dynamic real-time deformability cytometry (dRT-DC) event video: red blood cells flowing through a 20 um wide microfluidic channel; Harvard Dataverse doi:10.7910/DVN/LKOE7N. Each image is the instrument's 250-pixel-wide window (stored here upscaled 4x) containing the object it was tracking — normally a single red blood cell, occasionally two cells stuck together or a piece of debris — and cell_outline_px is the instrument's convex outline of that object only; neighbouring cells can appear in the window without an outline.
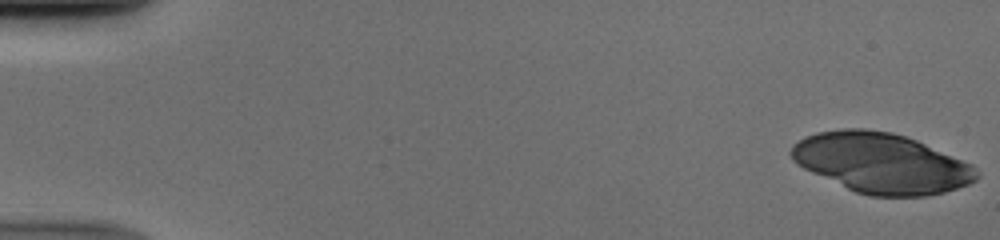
{"species": "human", "species_latin": "Homo sapiens", "temperature_condition": "cold", "stored_images_in_passage": 51, "camera_frame_rate_fps": 3000, "um_per_image_px": 0.085, "donor": {"sex": "male"}, "frame": {"image": 1, "passage_image": 1, "time_ms": 0.0, "image_size_px": [1000, 240], "cell_outline_px": [[980, 176], [976, 180], [968, 184], [944, 192], [924, 196], [868, 196], [856, 192], [812, 172], [796, 164], [792, 160], [788, 152], [792, 144], [804, 136], [816, 132], [840, 128], [864, 128], [892, 132], [916, 140], [972, 164], [980, 172]], "centroid_in_image_um": [74.88, 13.85], "position_along_channel_um": 10.1, "area_um2": 65.03}}
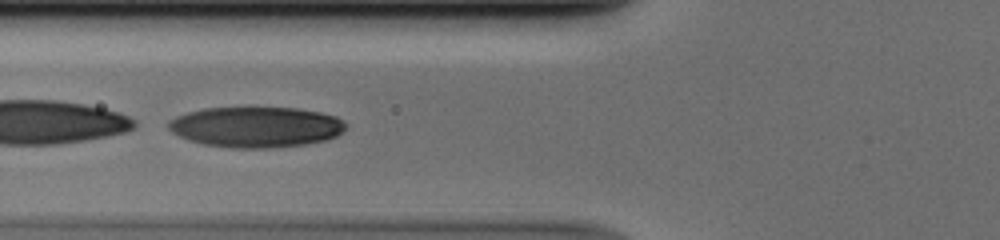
{"frame": {"image": 2, "passage_image": 21, "time_ms": 6.667, "image_size_px": [1000, 240], "cell_outline_px": [[348, 124], [336, 136], [328, 140], [304, 144], [264, 148], [232, 148], [204, 144], [188, 140], [172, 132], [168, 128], [168, 120], [176, 116], [188, 112], [204, 108], [296, 108], [320, 112], [336, 116], [344, 120]], "centroid_in_image_um": [21.76, 10.79], "position_along_channel_um": 104.0, "area_um2": 41.91}}
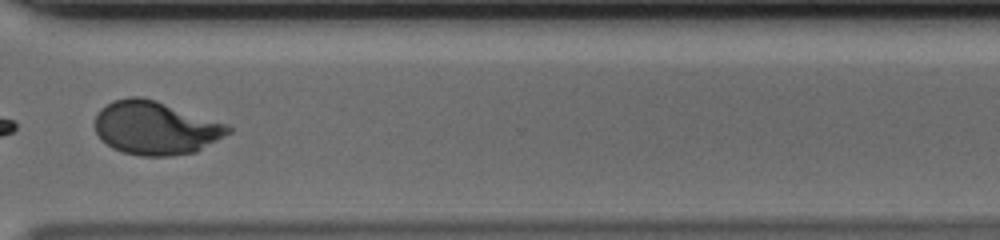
{"frame": {"image": 3, "passage_image": 40, "time_ms": 13.0, "image_size_px": [1000, 240], "cell_outline_px": [[232, 132], [196, 152], [168, 156], [140, 156], [124, 152], [112, 148], [96, 132], [96, 112], [100, 108], [112, 100], [128, 96], [140, 96], [156, 100], [228, 124], [232, 128]], "centroid_in_image_um": [13.23, 10.86], "position_along_channel_um": 357.4, "area_um2": 41.56}}